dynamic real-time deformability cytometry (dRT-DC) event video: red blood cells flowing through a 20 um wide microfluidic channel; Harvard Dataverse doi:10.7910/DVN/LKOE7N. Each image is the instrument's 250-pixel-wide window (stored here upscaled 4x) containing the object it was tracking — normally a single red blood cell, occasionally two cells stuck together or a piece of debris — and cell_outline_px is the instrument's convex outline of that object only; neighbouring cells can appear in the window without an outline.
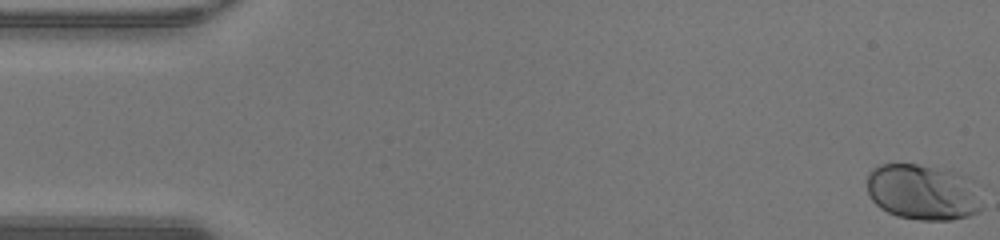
{"species": "human", "species_latin": "Homo sapiens", "temperature_condition": "warm", "stored_images_in_passage": 48, "camera_frame_rate_fps": 3000, "um_per_image_px": 0.085, "donor": {"sex": "male"}, "frame": {"image": 1, "passage_image": 1, "time_ms": 0.0, "image_size_px": [1000, 240], "cell_outline_px": [[980, 212], [968, 216], [952, 220], [920, 220], [896, 216], [880, 208], [872, 200], [868, 192], [868, 172], [872, 168], [880, 164], [916, 164], [948, 168], [972, 180], [980, 208]], "centroid_in_image_um": [78.4, 16.32], "position_along_channel_um": 6.6, "area_um2": 37.45}}
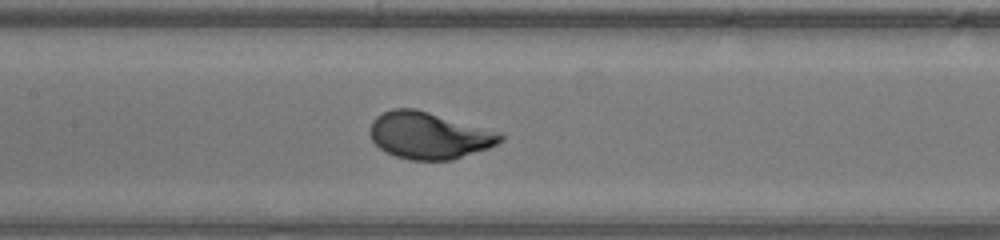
{"frame": {"image": 2, "passage_image": 23, "time_ms": 7.333, "image_size_px": [1000, 240], "cell_outline_px": [[504, 140], [488, 148], [452, 160], [408, 160], [384, 152], [372, 140], [368, 132], [368, 128], [372, 120], [376, 116], [392, 108], [416, 108], [504, 132]], "centroid_in_image_um": [36.48, 11.5], "position_along_channel_um": 170.9, "area_um2": 36.24}}
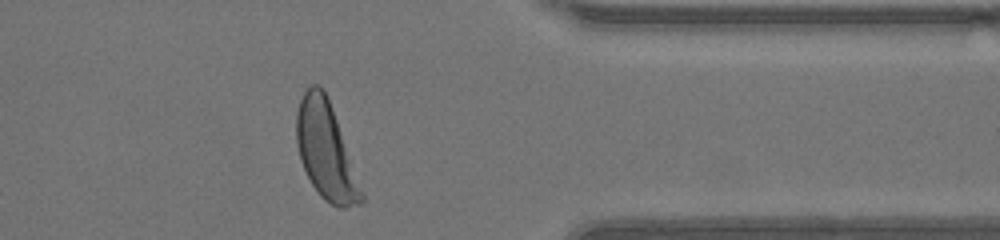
{"frame": {"image": 3, "passage_image": 39, "time_ms": 12.667, "image_size_px": [1000, 240], "cell_outline_px": [[364, 200], [360, 204], [344, 208], [336, 208], [324, 200], [320, 196], [312, 184], [300, 160], [296, 144], [296, 112], [300, 100], [304, 92], [312, 84], [320, 84], [324, 88], [328, 96], [364, 196]], "centroid_in_image_um": [27.67, 12.8], "position_along_channel_um": 383.7, "area_um2": 36.47}, "authors_computed_cell_mechanics": {"area_um2": 35.6626, "velocity_mm_per_s": 4.2908, "shape_relaxation_time_tau1_ms": 2.3833, "shape_relaxation_time_tau2_ms": null, "deformation_change_tau1": 0.1663, "deformation_change_tau2": null}}